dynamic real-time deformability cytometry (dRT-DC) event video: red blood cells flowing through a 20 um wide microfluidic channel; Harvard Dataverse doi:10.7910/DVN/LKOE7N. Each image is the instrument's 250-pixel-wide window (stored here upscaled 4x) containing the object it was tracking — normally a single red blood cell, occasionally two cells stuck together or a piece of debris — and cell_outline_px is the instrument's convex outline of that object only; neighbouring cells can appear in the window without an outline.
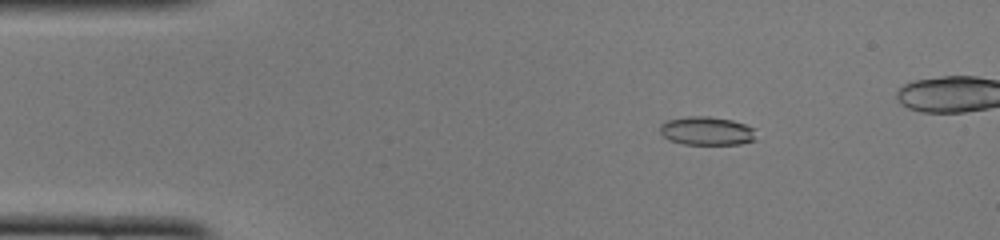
{"species": "common noctule bat (a hibernating species)", "species_latin": "Nyctalus noctula", "temperature_condition": "cold", "stored_images_in_passage": 45, "camera_frame_rate_fps": 3000, "um_per_image_px": 0.085, "animal": {"sex": "female", "body_mass_g": 22.0, "forearm_length_mm": 56.7}, "frame": {"image": 1, "passage_image": 8, "time_ms": 2.333, "image_size_px": [1000, 240], "cell_outline_px": [[756, 140], [740, 144], [684, 144], [668, 140], [660, 132], [660, 124], [668, 120], [688, 116], [708, 116], [732, 120], [744, 124], [752, 128]], "centroid_in_image_um": [60.05, 11.13], "position_along_channel_um": 25.0, "area_um2": 15.9}}
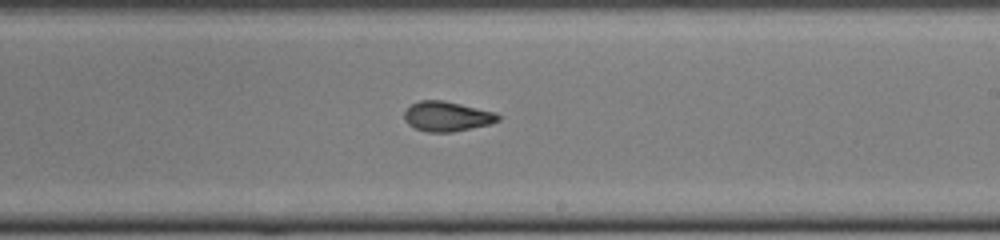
{"frame": {"image": 2, "passage_image": 29, "time_ms": 9.333, "image_size_px": [1000, 240], "cell_outline_px": [[500, 120], [492, 124], [452, 132], [428, 132], [416, 128], [408, 124], [404, 120], [404, 112], [412, 104], [420, 100], [444, 100], [496, 112], [500, 116]], "centroid_in_image_um": [38.02, 9.89], "position_along_channel_um": 251.0, "area_um2": 16.42}}
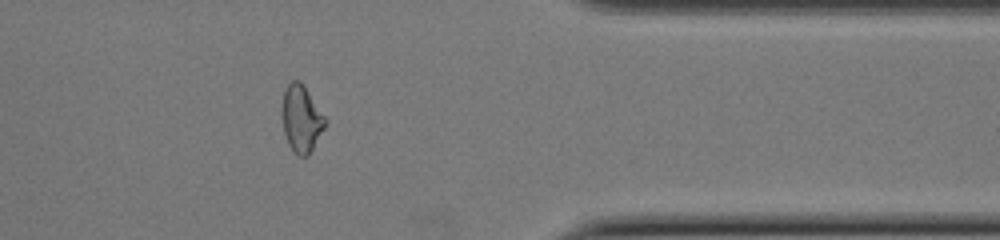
{"frame": {"image": 3, "passage_image": 40, "time_ms": 13.0, "image_size_px": [1000, 240], "cell_outline_px": [[328, 124], [308, 156], [296, 156], [288, 144], [284, 132], [280, 108], [284, 88], [292, 80], [300, 80], [328, 120]], "centroid_in_image_um": [25.61, 10.09], "position_along_channel_um": 385.8, "area_um2": 17.34}, "authors_computed_cell_mechanics": {"area_um2": 16.473, "velocity_mm_per_s": 4.1207, "shape_relaxation_time_tau1_ms": null, "shape_relaxation_time_tau2_ms": 2.42, "deformation_change_tau1": null, "deformation_change_tau2": 0.0805}}